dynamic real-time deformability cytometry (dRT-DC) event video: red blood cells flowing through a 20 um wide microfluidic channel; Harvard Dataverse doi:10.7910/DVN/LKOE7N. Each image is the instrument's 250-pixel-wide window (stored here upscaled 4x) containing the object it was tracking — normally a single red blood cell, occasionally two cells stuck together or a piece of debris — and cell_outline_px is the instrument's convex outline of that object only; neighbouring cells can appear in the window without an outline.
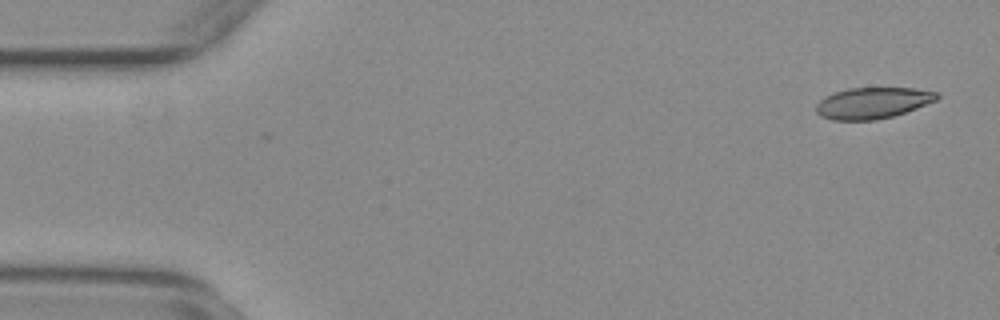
{"species": "common noctule bat (a hibernating species)", "species_latin": "Nyctalus noctula", "temperature_condition": "warm", "stored_images_in_passage": 2, "camera_frame_rate_fps": 3000, "um_per_image_px": 0.085, "animal": {"sex": "female", "body_mass_g": 29.2, "forearm_length_mm": 56.3}, "frame": {"image": 1, "passage_image": 2, "time_ms": 0.333, "image_size_px": [1000, 320], "cell_outline_px": [[940, 96], [936, 100], [916, 108], [892, 116], [872, 120], [832, 120], [820, 116], [816, 112], [816, 104], [824, 96], [848, 88], [912, 88], [936, 92]], "centroid_in_image_um": [74.13, 8.75], "position_along_channel_um": 10.9, "area_um2": 21.79}}